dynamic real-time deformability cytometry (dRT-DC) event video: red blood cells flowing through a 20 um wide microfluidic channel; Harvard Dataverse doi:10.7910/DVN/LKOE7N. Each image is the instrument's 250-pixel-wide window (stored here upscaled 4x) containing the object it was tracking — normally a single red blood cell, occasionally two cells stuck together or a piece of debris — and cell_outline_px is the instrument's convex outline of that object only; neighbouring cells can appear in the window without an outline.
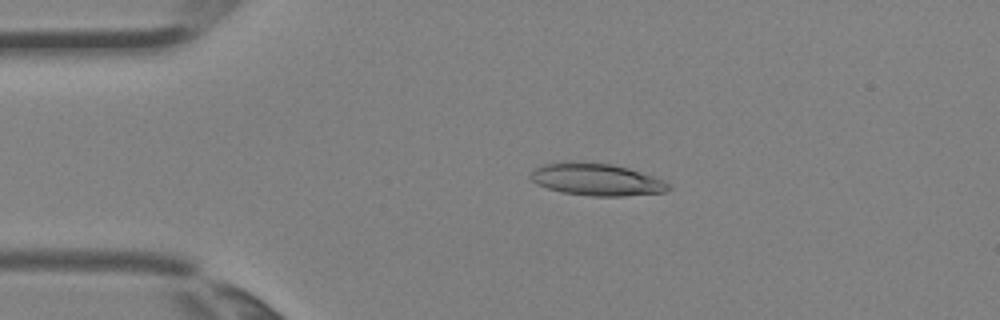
{"species": "Egyptian fruit bat (a non-hibernating species)", "species_latin": "Rousettus aegyptiacus", "temperature_condition": "room temperature", "stored_images_in_passage": 3, "camera_frame_rate_fps": 3000, "um_per_image_px": 0.085, "animal": {"sex": "female"}, "frame": {"image": 1, "passage_image": 2, "time_ms": 0.333, "image_size_px": [1000, 320], "cell_outline_px": [[672, 188], [664, 192], [624, 196], [592, 196], [564, 192], [548, 188], [536, 184], [528, 176], [536, 168], [544, 164], [568, 160], [612, 164], [628, 168], [664, 180]], "centroid_in_image_um": [50.68, 15.24], "position_along_channel_um": 34.3, "area_um2": 25.89}}